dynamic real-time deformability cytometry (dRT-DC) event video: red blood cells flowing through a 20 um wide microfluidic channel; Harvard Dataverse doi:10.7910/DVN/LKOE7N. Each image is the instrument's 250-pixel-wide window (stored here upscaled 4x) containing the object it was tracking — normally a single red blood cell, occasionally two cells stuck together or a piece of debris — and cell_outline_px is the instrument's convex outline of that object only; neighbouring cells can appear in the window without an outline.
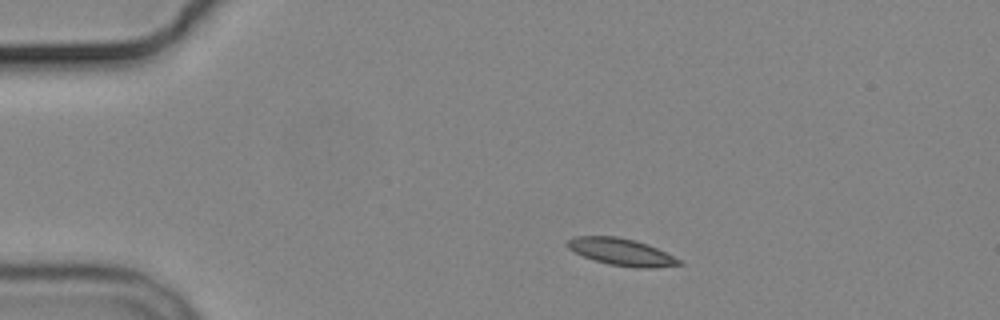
{"species": "common noctule bat (a hibernating species)", "species_latin": "Nyctalus noctula", "temperature_condition": "cold", "stored_images_in_passage": 9, "camera_frame_rate_fps": 3000, "um_per_image_px": 0.085, "animal": {"sex": "male", "body_mass_g": 19.2, "forearm_length_mm": 51.8}, "frame": {"image": 1, "passage_image": 1, "time_ms": 0.0, "image_size_px": [1000, 320], "cell_outline_px": [[684, 264], [652, 268], [636, 268], [608, 264], [584, 256], [568, 248], [564, 244], [572, 236], [616, 236], [636, 240], [648, 244], [680, 260]], "centroid_in_image_um": [52.79, 21.4], "position_along_channel_um": 32.2, "area_um2": 17.51}}
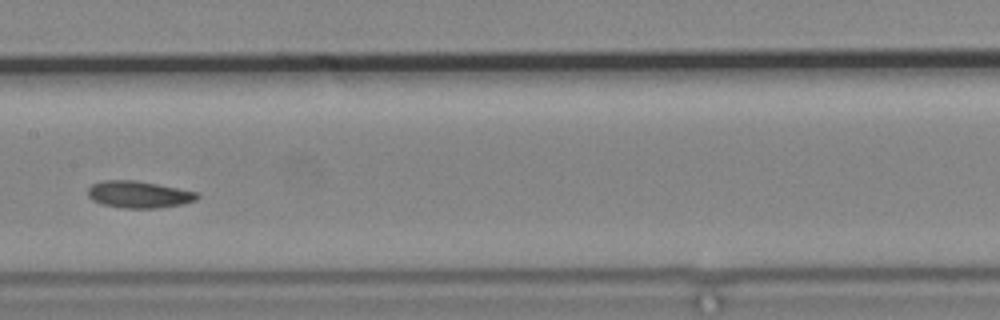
{"frame": {"image": 2, "passage_image": 6, "time_ms": 6.0, "image_size_px": [1000, 320], "cell_outline_px": [[200, 196], [196, 200], [180, 204], [156, 208], [124, 208], [100, 204], [92, 200], [88, 196], [88, 188], [92, 184], [104, 180], [136, 180], [200, 192]], "centroid_in_image_um": [11.8, 16.52], "position_along_channel_um": 195.6, "area_um2": 17.22}}
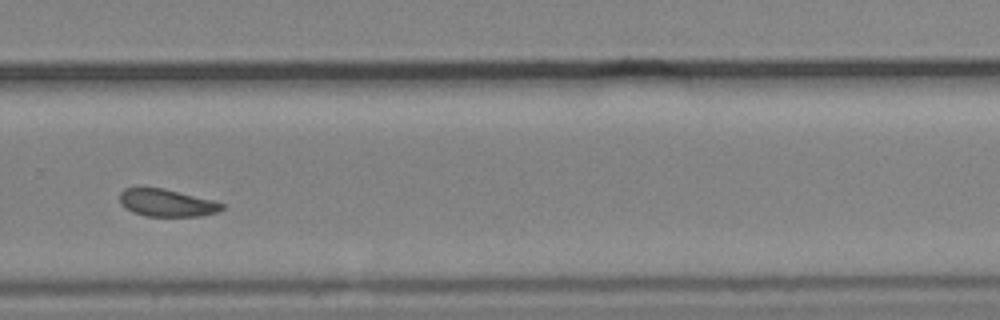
{"frame": {"image": 3, "passage_image": 9, "time_ms": 9.333, "image_size_px": [1000, 320], "cell_outline_px": [[224, 208], [216, 212], [200, 216], [144, 216], [132, 212], [124, 208], [120, 204], [120, 192], [124, 188], [164, 188], [212, 200], [224, 204]], "centroid_in_image_um": [14.14, 17.25], "position_along_channel_um": 315.7, "area_um2": 16.3}}